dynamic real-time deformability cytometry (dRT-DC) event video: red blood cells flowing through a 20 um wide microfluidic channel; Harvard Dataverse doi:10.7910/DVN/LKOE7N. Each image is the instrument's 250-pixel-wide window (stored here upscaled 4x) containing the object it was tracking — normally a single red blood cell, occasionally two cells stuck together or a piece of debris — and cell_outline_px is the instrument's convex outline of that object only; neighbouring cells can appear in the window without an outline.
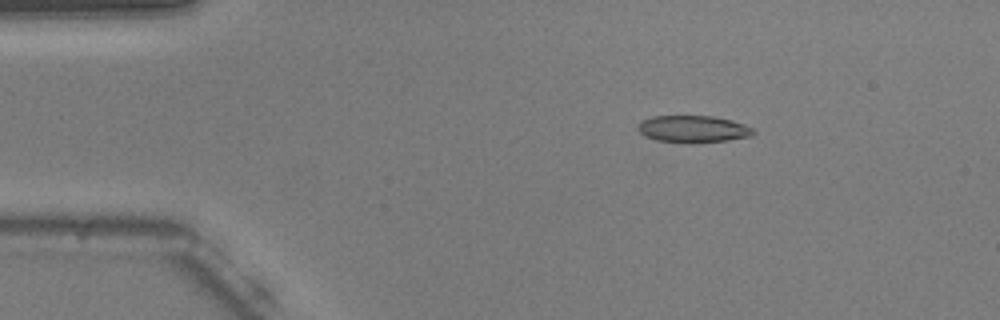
{"species": "common noctule bat (a hibernating species)", "species_latin": "Nyctalus noctula", "temperature_condition": "warm", "stored_images_in_passage": 54, "camera_frame_rate_fps": 3000, "um_per_image_px": 0.085, "animal": {"sex": "male", "body_mass_g": 20.5, "forearm_length_mm": 52.5}, "frame": {"image": 1, "passage_image": 9, "time_ms": 2.667, "image_size_px": [1000, 320], "cell_outline_px": [[756, 132], [752, 136], [728, 140], [656, 140], [644, 136], [636, 128], [640, 120], [652, 116], [712, 116], [732, 120], [744, 124], [752, 128]], "centroid_in_image_um": [58.9, 10.91], "position_along_channel_um": 26.1, "area_um2": 17.46}}
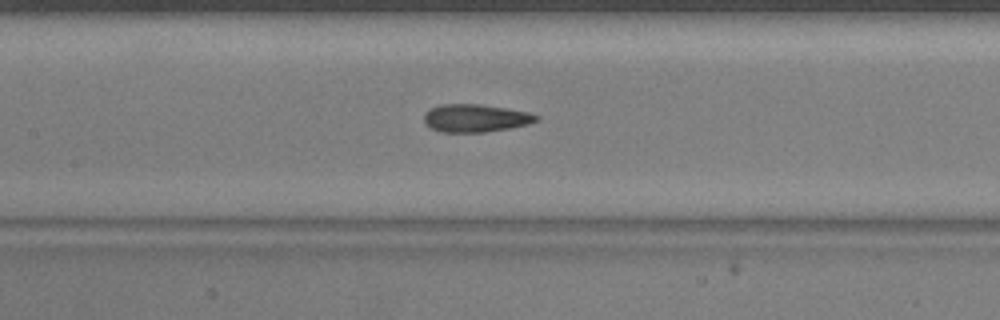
{"frame": {"image": 2, "passage_image": 25, "time_ms": 8.0, "image_size_px": [1000, 320], "cell_outline_px": [[540, 120], [528, 124], [508, 128], [484, 132], [440, 132], [428, 128], [424, 124], [424, 116], [428, 108], [440, 104], [480, 104], [528, 112], [540, 116]], "centroid_in_image_um": [40.37, 10.04], "position_along_channel_um": 167.0, "area_um2": 18.38}}
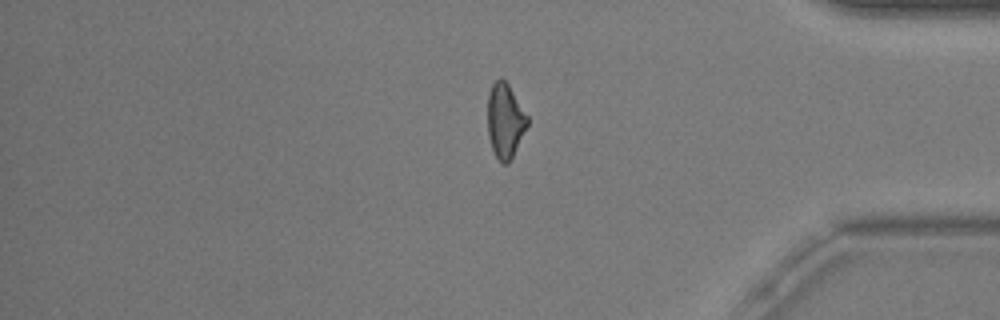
{"frame": {"image": 3, "passage_image": 45, "time_ms": 14.667, "image_size_px": [1000, 320], "cell_outline_px": [[528, 124], [508, 164], [504, 164], [496, 156], [492, 148], [488, 136], [488, 92], [492, 84], [500, 76], [508, 84], [528, 116]], "centroid_in_image_um": [42.92, 10.22], "position_along_channel_um": 392.3, "area_um2": 17.05}, "authors_computed_cell_mechanics": {"area_um2": 17.918, "velocity_mm_per_s": 3.7602, "shape_relaxation_time_tau1_ms": null, "shape_relaxation_time_tau2_ms": 1.9798, "deformation_change_tau1": null, "deformation_change_tau2": 0.0971}}